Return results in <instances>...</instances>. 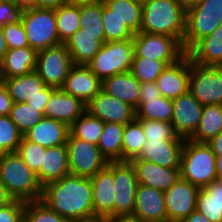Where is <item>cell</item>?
<instances>
[{"label": "cell", "instance_id": "obj_20", "mask_svg": "<svg viewBox=\"0 0 222 222\" xmlns=\"http://www.w3.org/2000/svg\"><path fill=\"white\" fill-rule=\"evenodd\" d=\"M86 104L67 94L63 89L56 88L45 106L44 116L67 124L69 127L86 112Z\"/></svg>", "mask_w": 222, "mask_h": 222}, {"label": "cell", "instance_id": "obj_27", "mask_svg": "<svg viewBox=\"0 0 222 222\" xmlns=\"http://www.w3.org/2000/svg\"><path fill=\"white\" fill-rule=\"evenodd\" d=\"M37 51L31 47L8 49L0 61V80L29 74L36 69Z\"/></svg>", "mask_w": 222, "mask_h": 222}, {"label": "cell", "instance_id": "obj_55", "mask_svg": "<svg viewBox=\"0 0 222 222\" xmlns=\"http://www.w3.org/2000/svg\"><path fill=\"white\" fill-rule=\"evenodd\" d=\"M14 200L6 187L0 182V208L9 205Z\"/></svg>", "mask_w": 222, "mask_h": 222}, {"label": "cell", "instance_id": "obj_33", "mask_svg": "<svg viewBox=\"0 0 222 222\" xmlns=\"http://www.w3.org/2000/svg\"><path fill=\"white\" fill-rule=\"evenodd\" d=\"M222 132V105L203 106L199 126L190 140L207 143Z\"/></svg>", "mask_w": 222, "mask_h": 222}, {"label": "cell", "instance_id": "obj_11", "mask_svg": "<svg viewBox=\"0 0 222 222\" xmlns=\"http://www.w3.org/2000/svg\"><path fill=\"white\" fill-rule=\"evenodd\" d=\"M70 174L92 178L108 162L97 145L75 138L69 134L67 143Z\"/></svg>", "mask_w": 222, "mask_h": 222}, {"label": "cell", "instance_id": "obj_53", "mask_svg": "<svg viewBox=\"0 0 222 222\" xmlns=\"http://www.w3.org/2000/svg\"><path fill=\"white\" fill-rule=\"evenodd\" d=\"M106 222H142L135 214H121L106 218Z\"/></svg>", "mask_w": 222, "mask_h": 222}, {"label": "cell", "instance_id": "obj_52", "mask_svg": "<svg viewBox=\"0 0 222 222\" xmlns=\"http://www.w3.org/2000/svg\"><path fill=\"white\" fill-rule=\"evenodd\" d=\"M66 4V0H36V7L46 9H57Z\"/></svg>", "mask_w": 222, "mask_h": 222}, {"label": "cell", "instance_id": "obj_39", "mask_svg": "<svg viewBox=\"0 0 222 222\" xmlns=\"http://www.w3.org/2000/svg\"><path fill=\"white\" fill-rule=\"evenodd\" d=\"M10 117L24 136L31 128L42 120L44 115L24 102L13 103Z\"/></svg>", "mask_w": 222, "mask_h": 222}, {"label": "cell", "instance_id": "obj_9", "mask_svg": "<svg viewBox=\"0 0 222 222\" xmlns=\"http://www.w3.org/2000/svg\"><path fill=\"white\" fill-rule=\"evenodd\" d=\"M189 92L202 105H222V67L201 66L190 59Z\"/></svg>", "mask_w": 222, "mask_h": 222}, {"label": "cell", "instance_id": "obj_17", "mask_svg": "<svg viewBox=\"0 0 222 222\" xmlns=\"http://www.w3.org/2000/svg\"><path fill=\"white\" fill-rule=\"evenodd\" d=\"M184 142L185 139L179 136L173 140H146V144L136 158L163 167L180 168Z\"/></svg>", "mask_w": 222, "mask_h": 222}, {"label": "cell", "instance_id": "obj_14", "mask_svg": "<svg viewBox=\"0 0 222 222\" xmlns=\"http://www.w3.org/2000/svg\"><path fill=\"white\" fill-rule=\"evenodd\" d=\"M173 115L171 124L177 136L190 139L196 132L203 112V106L188 91L172 99Z\"/></svg>", "mask_w": 222, "mask_h": 222}, {"label": "cell", "instance_id": "obj_21", "mask_svg": "<svg viewBox=\"0 0 222 222\" xmlns=\"http://www.w3.org/2000/svg\"><path fill=\"white\" fill-rule=\"evenodd\" d=\"M86 105L102 90V81L87 65H74L61 88Z\"/></svg>", "mask_w": 222, "mask_h": 222}, {"label": "cell", "instance_id": "obj_25", "mask_svg": "<svg viewBox=\"0 0 222 222\" xmlns=\"http://www.w3.org/2000/svg\"><path fill=\"white\" fill-rule=\"evenodd\" d=\"M105 43V34H91L79 28L64 44L76 65H87Z\"/></svg>", "mask_w": 222, "mask_h": 222}, {"label": "cell", "instance_id": "obj_30", "mask_svg": "<svg viewBox=\"0 0 222 222\" xmlns=\"http://www.w3.org/2000/svg\"><path fill=\"white\" fill-rule=\"evenodd\" d=\"M107 16H114L133 33H139L142 26L143 4L138 0H104Z\"/></svg>", "mask_w": 222, "mask_h": 222}, {"label": "cell", "instance_id": "obj_54", "mask_svg": "<svg viewBox=\"0 0 222 222\" xmlns=\"http://www.w3.org/2000/svg\"><path fill=\"white\" fill-rule=\"evenodd\" d=\"M207 144L212 148L215 155H222V132L213 137Z\"/></svg>", "mask_w": 222, "mask_h": 222}, {"label": "cell", "instance_id": "obj_51", "mask_svg": "<svg viewBox=\"0 0 222 222\" xmlns=\"http://www.w3.org/2000/svg\"><path fill=\"white\" fill-rule=\"evenodd\" d=\"M50 96H35L31 98L27 104L32 108L37 109V111L41 112L44 115L45 106L49 101Z\"/></svg>", "mask_w": 222, "mask_h": 222}, {"label": "cell", "instance_id": "obj_4", "mask_svg": "<svg viewBox=\"0 0 222 222\" xmlns=\"http://www.w3.org/2000/svg\"><path fill=\"white\" fill-rule=\"evenodd\" d=\"M215 162L216 155L207 143L185 139L181 153V178L199 188H205L217 179Z\"/></svg>", "mask_w": 222, "mask_h": 222}, {"label": "cell", "instance_id": "obj_50", "mask_svg": "<svg viewBox=\"0 0 222 222\" xmlns=\"http://www.w3.org/2000/svg\"><path fill=\"white\" fill-rule=\"evenodd\" d=\"M13 100L10 97L5 83L0 80V116L10 115Z\"/></svg>", "mask_w": 222, "mask_h": 222}, {"label": "cell", "instance_id": "obj_48", "mask_svg": "<svg viewBox=\"0 0 222 222\" xmlns=\"http://www.w3.org/2000/svg\"><path fill=\"white\" fill-rule=\"evenodd\" d=\"M22 10L14 3L0 1V28L21 21Z\"/></svg>", "mask_w": 222, "mask_h": 222}, {"label": "cell", "instance_id": "obj_63", "mask_svg": "<svg viewBox=\"0 0 222 222\" xmlns=\"http://www.w3.org/2000/svg\"><path fill=\"white\" fill-rule=\"evenodd\" d=\"M0 1L11 2V3L16 4V0H0Z\"/></svg>", "mask_w": 222, "mask_h": 222}, {"label": "cell", "instance_id": "obj_34", "mask_svg": "<svg viewBox=\"0 0 222 222\" xmlns=\"http://www.w3.org/2000/svg\"><path fill=\"white\" fill-rule=\"evenodd\" d=\"M145 144L146 136L141 121L135 118L124 126L122 161H131L136 158L141 153Z\"/></svg>", "mask_w": 222, "mask_h": 222}, {"label": "cell", "instance_id": "obj_62", "mask_svg": "<svg viewBox=\"0 0 222 222\" xmlns=\"http://www.w3.org/2000/svg\"><path fill=\"white\" fill-rule=\"evenodd\" d=\"M73 222H106V219L104 218H93L89 220H84V221H73Z\"/></svg>", "mask_w": 222, "mask_h": 222}, {"label": "cell", "instance_id": "obj_45", "mask_svg": "<svg viewBox=\"0 0 222 222\" xmlns=\"http://www.w3.org/2000/svg\"><path fill=\"white\" fill-rule=\"evenodd\" d=\"M146 140H173L177 135L169 122L140 120Z\"/></svg>", "mask_w": 222, "mask_h": 222}, {"label": "cell", "instance_id": "obj_28", "mask_svg": "<svg viewBox=\"0 0 222 222\" xmlns=\"http://www.w3.org/2000/svg\"><path fill=\"white\" fill-rule=\"evenodd\" d=\"M141 83L130 71L108 77L102 81V90L131 105L135 110L138 108L141 94Z\"/></svg>", "mask_w": 222, "mask_h": 222}, {"label": "cell", "instance_id": "obj_32", "mask_svg": "<svg viewBox=\"0 0 222 222\" xmlns=\"http://www.w3.org/2000/svg\"><path fill=\"white\" fill-rule=\"evenodd\" d=\"M124 126L118 123H104L97 146L107 162L122 161Z\"/></svg>", "mask_w": 222, "mask_h": 222}, {"label": "cell", "instance_id": "obj_1", "mask_svg": "<svg viewBox=\"0 0 222 222\" xmlns=\"http://www.w3.org/2000/svg\"><path fill=\"white\" fill-rule=\"evenodd\" d=\"M41 201L69 221L94 218L90 178L69 174L43 187Z\"/></svg>", "mask_w": 222, "mask_h": 222}, {"label": "cell", "instance_id": "obj_47", "mask_svg": "<svg viewBox=\"0 0 222 222\" xmlns=\"http://www.w3.org/2000/svg\"><path fill=\"white\" fill-rule=\"evenodd\" d=\"M25 202L14 200L0 208V222H22L24 220Z\"/></svg>", "mask_w": 222, "mask_h": 222}, {"label": "cell", "instance_id": "obj_36", "mask_svg": "<svg viewBox=\"0 0 222 222\" xmlns=\"http://www.w3.org/2000/svg\"><path fill=\"white\" fill-rule=\"evenodd\" d=\"M172 99L160 96L158 99L147 100V103H138L136 118L139 120L172 121Z\"/></svg>", "mask_w": 222, "mask_h": 222}, {"label": "cell", "instance_id": "obj_40", "mask_svg": "<svg viewBox=\"0 0 222 222\" xmlns=\"http://www.w3.org/2000/svg\"><path fill=\"white\" fill-rule=\"evenodd\" d=\"M22 137L10 115L0 116V154L17 152Z\"/></svg>", "mask_w": 222, "mask_h": 222}, {"label": "cell", "instance_id": "obj_29", "mask_svg": "<svg viewBox=\"0 0 222 222\" xmlns=\"http://www.w3.org/2000/svg\"><path fill=\"white\" fill-rule=\"evenodd\" d=\"M187 54L191 61L201 66L222 67V23L213 33L199 40Z\"/></svg>", "mask_w": 222, "mask_h": 222}, {"label": "cell", "instance_id": "obj_41", "mask_svg": "<svg viewBox=\"0 0 222 222\" xmlns=\"http://www.w3.org/2000/svg\"><path fill=\"white\" fill-rule=\"evenodd\" d=\"M24 220L26 222H71L50 209L41 200L25 202Z\"/></svg>", "mask_w": 222, "mask_h": 222}, {"label": "cell", "instance_id": "obj_22", "mask_svg": "<svg viewBox=\"0 0 222 222\" xmlns=\"http://www.w3.org/2000/svg\"><path fill=\"white\" fill-rule=\"evenodd\" d=\"M138 184L150 186L162 192L168 190L180 177V168H168L149 161L131 160Z\"/></svg>", "mask_w": 222, "mask_h": 222}, {"label": "cell", "instance_id": "obj_18", "mask_svg": "<svg viewBox=\"0 0 222 222\" xmlns=\"http://www.w3.org/2000/svg\"><path fill=\"white\" fill-rule=\"evenodd\" d=\"M190 57L186 53L177 62L168 65L157 78L161 95L175 99L189 91Z\"/></svg>", "mask_w": 222, "mask_h": 222}, {"label": "cell", "instance_id": "obj_7", "mask_svg": "<svg viewBox=\"0 0 222 222\" xmlns=\"http://www.w3.org/2000/svg\"><path fill=\"white\" fill-rule=\"evenodd\" d=\"M21 22L29 47L37 52L62 44L56 29L55 9L35 7L24 10Z\"/></svg>", "mask_w": 222, "mask_h": 222}, {"label": "cell", "instance_id": "obj_38", "mask_svg": "<svg viewBox=\"0 0 222 222\" xmlns=\"http://www.w3.org/2000/svg\"><path fill=\"white\" fill-rule=\"evenodd\" d=\"M167 66L164 61L146 57H133L130 72L140 83L156 82Z\"/></svg>", "mask_w": 222, "mask_h": 222}, {"label": "cell", "instance_id": "obj_43", "mask_svg": "<svg viewBox=\"0 0 222 222\" xmlns=\"http://www.w3.org/2000/svg\"><path fill=\"white\" fill-rule=\"evenodd\" d=\"M102 20L105 42L132 39L134 34L114 16H107V6L102 2Z\"/></svg>", "mask_w": 222, "mask_h": 222}, {"label": "cell", "instance_id": "obj_26", "mask_svg": "<svg viewBox=\"0 0 222 222\" xmlns=\"http://www.w3.org/2000/svg\"><path fill=\"white\" fill-rule=\"evenodd\" d=\"M70 174L66 145L45 149L40 170L36 173L39 183L46 184L60 180Z\"/></svg>", "mask_w": 222, "mask_h": 222}, {"label": "cell", "instance_id": "obj_42", "mask_svg": "<svg viewBox=\"0 0 222 222\" xmlns=\"http://www.w3.org/2000/svg\"><path fill=\"white\" fill-rule=\"evenodd\" d=\"M80 26L91 34H105L102 20V2L80 6Z\"/></svg>", "mask_w": 222, "mask_h": 222}, {"label": "cell", "instance_id": "obj_23", "mask_svg": "<svg viewBox=\"0 0 222 222\" xmlns=\"http://www.w3.org/2000/svg\"><path fill=\"white\" fill-rule=\"evenodd\" d=\"M3 82L13 103H27L35 96H51L56 89L47 86L35 71L22 76L6 78Z\"/></svg>", "mask_w": 222, "mask_h": 222}, {"label": "cell", "instance_id": "obj_8", "mask_svg": "<svg viewBox=\"0 0 222 222\" xmlns=\"http://www.w3.org/2000/svg\"><path fill=\"white\" fill-rule=\"evenodd\" d=\"M132 40L134 57H146L170 65L186 54L183 45L171 36L139 32L134 34Z\"/></svg>", "mask_w": 222, "mask_h": 222}, {"label": "cell", "instance_id": "obj_2", "mask_svg": "<svg viewBox=\"0 0 222 222\" xmlns=\"http://www.w3.org/2000/svg\"><path fill=\"white\" fill-rule=\"evenodd\" d=\"M142 4L140 32L171 36L183 45L185 7L176 0H146Z\"/></svg>", "mask_w": 222, "mask_h": 222}, {"label": "cell", "instance_id": "obj_5", "mask_svg": "<svg viewBox=\"0 0 222 222\" xmlns=\"http://www.w3.org/2000/svg\"><path fill=\"white\" fill-rule=\"evenodd\" d=\"M222 23V0H205L186 9L183 48L187 53Z\"/></svg>", "mask_w": 222, "mask_h": 222}, {"label": "cell", "instance_id": "obj_16", "mask_svg": "<svg viewBox=\"0 0 222 222\" xmlns=\"http://www.w3.org/2000/svg\"><path fill=\"white\" fill-rule=\"evenodd\" d=\"M86 111L102 122L126 125L136 118V110L101 90L87 105Z\"/></svg>", "mask_w": 222, "mask_h": 222}, {"label": "cell", "instance_id": "obj_24", "mask_svg": "<svg viewBox=\"0 0 222 222\" xmlns=\"http://www.w3.org/2000/svg\"><path fill=\"white\" fill-rule=\"evenodd\" d=\"M70 134V127L58 120L43 117L24 137L45 148L66 145Z\"/></svg>", "mask_w": 222, "mask_h": 222}, {"label": "cell", "instance_id": "obj_19", "mask_svg": "<svg viewBox=\"0 0 222 222\" xmlns=\"http://www.w3.org/2000/svg\"><path fill=\"white\" fill-rule=\"evenodd\" d=\"M133 214L142 222H168L164 192L139 184Z\"/></svg>", "mask_w": 222, "mask_h": 222}, {"label": "cell", "instance_id": "obj_59", "mask_svg": "<svg viewBox=\"0 0 222 222\" xmlns=\"http://www.w3.org/2000/svg\"><path fill=\"white\" fill-rule=\"evenodd\" d=\"M7 51H8V46L3 34V28H0V61L3 59Z\"/></svg>", "mask_w": 222, "mask_h": 222}, {"label": "cell", "instance_id": "obj_46", "mask_svg": "<svg viewBox=\"0 0 222 222\" xmlns=\"http://www.w3.org/2000/svg\"><path fill=\"white\" fill-rule=\"evenodd\" d=\"M3 34L8 49L28 47V39L21 21L8 23L3 27Z\"/></svg>", "mask_w": 222, "mask_h": 222}, {"label": "cell", "instance_id": "obj_13", "mask_svg": "<svg viewBox=\"0 0 222 222\" xmlns=\"http://www.w3.org/2000/svg\"><path fill=\"white\" fill-rule=\"evenodd\" d=\"M199 189L180 177L164 192L168 222H182L191 212L196 210Z\"/></svg>", "mask_w": 222, "mask_h": 222}, {"label": "cell", "instance_id": "obj_3", "mask_svg": "<svg viewBox=\"0 0 222 222\" xmlns=\"http://www.w3.org/2000/svg\"><path fill=\"white\" fill-rule=\"evenodd\" d=\"M0 182L15 200L32 202L42 198L43 187L36 173L16 152L0 154Z\"/></svg>", "mask_w": 222, "mask_h": 222}, {"label": "cell", "instance_id": "obj_56", "mask_svg": "<svg viewBox=\"0 0 222 222\" xmlns=\"http://www.w3.org/2000/svg\"><path fill=\"white\" fill-rule=\"evenodd\" d=\"M182 222H210L203 214L197 210L191 212Z\"/></svg>", "mask_w": 222, "mask_h": 222}, {"label": "cell", "instance_id": "obj_35", "mask_svg": "<svg viewBox=\"0 0 222 222\" xmlns=\"http://www.w3.org/2000/svg\"><path fill=\"white\" fill-rule=\"evenodd\" d=\"M56 29L59 40L64 44L79 28H81L80 6L64 4L55 9Z\"/></svg>", "mask_w": 222, "mask_h": 222}, {"label": "cell", "instance_id": "obj_6", "mask_svg": "<svg viewBox=\"0 0 222 222\" xmlns=\"http://www.w3.org/2000/svg\"><path fill=\"white\" fill-rule=\"evenodd\" d=\"M134 57L132 39L109 41L103 43L99 52L87 64L91 71L101 80L131 70Z\"/></svg>", "mask_w": 222, "mask_h": 222}, {"label": "cell", "instance_id": "obj_58", "mask_svg": "<svg viewBox=\"0 0 222 222\" xmlns=\"http://www.w3.org/2000/svg\"><path fill=\"white\" fill-rule=\"evenodd\" d=\"M103 1L104 0H66V4L82 6V5L96 4Z\"/></svg>", "mask_w": 222, "mask_h": 222}, {"label": "cell", "instance_id": "obj_57", "mask_svg": "<svg viewBox=\"0 0 222 222\" xmlns=\"http://www.w3.org/2000/svg\"><path fill=\"white\" fill-rule=\"evenodd\" d=\"M16 5L22 10L33 9L36 7V0H16Z\"/></svg>", "mask_w": 222, "mask_h": 222}, {"label": "cell", "instance_id": "obj_49", "mask_svg": "<svg viewBox=\"0 0 222 222\" xmlns=\"http://www.w3.org/2000/svg\"><path fill=\"white\" fill-rule=\"evenodd\" d=\"M139 103H147V100L158 99L161 95L156 82L141 83Z\"/></svg>", "mask_w": 222, "mask_h": 222}, {"label": "cell", "instance_id": "obj_12", "mask_svg": "<svg viewBox=\"0 0 222 222\" xmlns=\"http://www.w3.org/2000/svg\"><path fill=\"white\" fill-rule=\"evenodd\" d=\"M115 202L114 216L133 214L138 181L131 161L114 162Z\"/></svg>", "mask_w": 222, "mask_h": 222}, {"label": "cell", "instance_id": "obj_37", "mask_svg": "<svg viewBox=\"0 0 222 222\" xmlns=\"http://www.w3.org/2000/svg\"><path fill=\"white\" fill-rule=\"evenodd\" d=\"M103 126L104 122L86 111L70 126V133L77 139L98 145Z\"/></svg>", "mask_w": 222, "mask_h": 222}, {"label": "cell", "instance_id": "obj_60", "mask_svg": "<svg viewBox=\"0 0 222 222\" xmlns=\"http://www.w3.org/2000/svg\"><path fill=\"white\" fill-rule=\"evenodd\" d=\"M215 168L217 179L222 180V155H216Z\"/></svg>", "mask_w": 222, "mask_h": 222}, {"label": "cell", "instance_id": "obj_15", "mask_svg": "<svg viewBox=\"0 0 222 222\" xmlns=\"http://www.w3.org/2000/svg\"><path fill=\"white\" fill-rule=\"evenodd\" d=\"M90 180L92 184L94 218L106 219L114 216V162H108Z\"/></svg>", "mask_w": 222, "mask_h": 222}, {"label": "cell", "instance_id": "obj_61", "mask_svg": "<svg viewBox=\"0 0 222 222\" xmlns=\"http://www.w3.org/2000/svg\"><path fill=\"white\" fill-rule=\"evenodd\" d=\"M176 1L180 2L185 7V9H188V8L194 6L198 3H201L205 0H176Z\"/></svg>", "mask_w": 222, "mask_h": 222}, {"label": "cell", "instance_id": "obj_10", "mask_svg": "<svg viewBox=\"0 0 222 222\" xmlns=\"http://www.w3.org/2000/svg\"><path fill=\"white\" fill-rule=\"evenodd\" d=\"M74 65L66 45L60 44L38 51L35 72L47 86L62 88Z\"/></svg>", "mask_w": 222, "mask_h": 222}, {"label": "cell", "instance_id": "obj_31", "mask_svg": "<svg viewBox=\"0 0 222 222\" xmlns=\"http://www.w3.org/2000/svg\"><path fill=\"white\" fill-rule=\"evenodd\" d=\"M196 210L210 222H222V180H214L197 194Z\"/></svg>", "mask_w": 222, "mask_h": 222}, {"label": "cell", "instance_id": "obj_44", "mask_svg": "<svg viewBox=\"0 0 222 222\" xmlns=\"http://www.w3.org/2000/svg\"><path fill=\"white\" fill-rule=\"evenodd\" d=\"M45 149L43 146L28 141L23 136L16 153L31 170L37 173L41 168Z\"/></svg>", "mask_w": 222, "mask_h": 222}]
</instances>
